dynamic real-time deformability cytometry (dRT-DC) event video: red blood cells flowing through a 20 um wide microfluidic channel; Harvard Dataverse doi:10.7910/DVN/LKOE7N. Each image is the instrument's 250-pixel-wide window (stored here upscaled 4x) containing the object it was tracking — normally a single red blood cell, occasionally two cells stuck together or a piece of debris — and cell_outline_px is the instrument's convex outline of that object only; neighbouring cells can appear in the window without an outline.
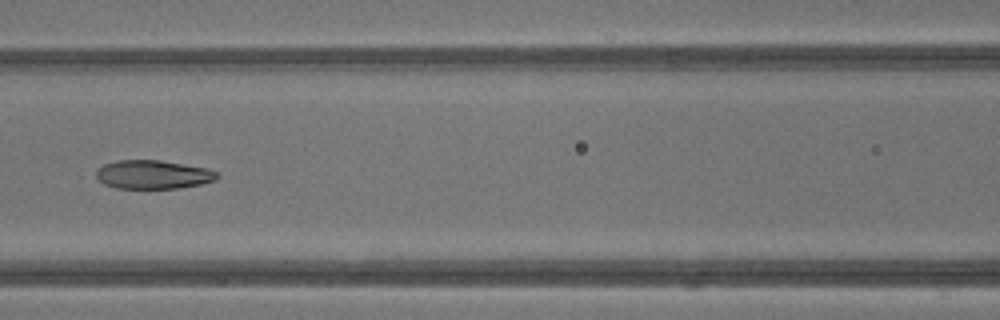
{"species": "common noctule bat (a hibernating species)", "species_latin": "Nyctalus noctula", "temperature_condition": "warm", "stored_images_in_passage": 19, "camera_frame_rate_fps": 3000, "um_per_image_px": 0.085, "animal": {"sex": "male", "body_mass_g": 13.3}, "frame": {"image": 1, "passage_image": 9, "time_ms": 2.667, "image_size_px": [1000, 320], "cell_outline_px": [[220, 176], [216, 180], [200, 184], [180, 188], [116, 188], [104, 184], [96, 176], [96, 172], [104, 164], [116, 160], [160, 160], [208, 168], [216, 172]], "centroid_in_image_um": [13.03, 14.83], "position_along_channel_um": 153.6, "area_um2": 20.17}}